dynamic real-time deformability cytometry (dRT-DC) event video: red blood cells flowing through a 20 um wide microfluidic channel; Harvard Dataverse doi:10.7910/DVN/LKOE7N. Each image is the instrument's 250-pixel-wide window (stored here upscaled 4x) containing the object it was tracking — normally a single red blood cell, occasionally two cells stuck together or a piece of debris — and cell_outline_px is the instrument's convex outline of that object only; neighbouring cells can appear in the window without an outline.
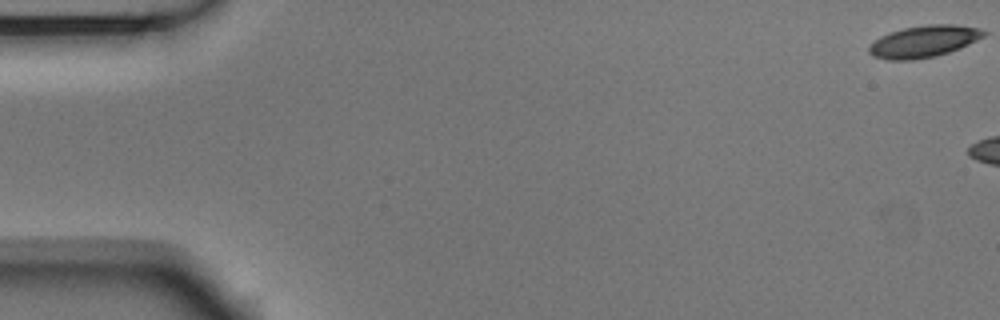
{"species": "Egyptian fruit bat (a non-hibernating species)", "species_latin": "Rousettus aegyptiacus", "temperature_condition": "room temperature", "stored_images_in_passage": 5, "camera_frame_rate_fps": 3000, "um_per_image_px": 0.085, "animal": {"sex": "male"}, "frame": {"image": 1, "passage_image": 1, "time_ms": 0.0, "image_size_px": [1000, 320], "cell_outline_px": [[980, 32], [972, 40], [956, 48], [944, 52], [928, 56], [880, 56], [872, 52], [872, 44], [884, 36], [908, 28], [972, 28]], "centroid_in_image_um": [78.44, 3.53], "position_along_channel_um": 6.6, "area_um2": 16.59}}